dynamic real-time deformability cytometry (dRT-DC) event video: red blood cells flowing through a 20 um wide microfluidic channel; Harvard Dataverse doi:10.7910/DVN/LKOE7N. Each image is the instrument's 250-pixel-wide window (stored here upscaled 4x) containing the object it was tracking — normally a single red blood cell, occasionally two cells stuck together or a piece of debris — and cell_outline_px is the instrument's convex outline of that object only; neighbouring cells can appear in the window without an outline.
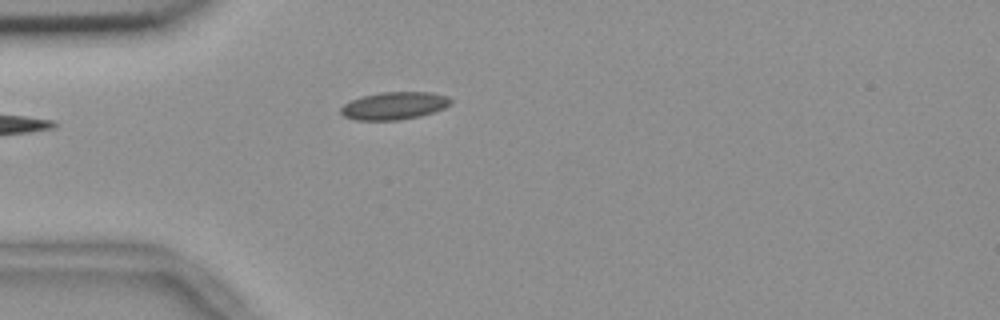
{"species": "common noctule bat (a hibernating species)", "species_latin": "Nyctalus noctula", "temperature_condition": "room temperature", "stored_images_in_passage": 12, "camera_frame_rate_fps": 3000, "um_per_image_px": 0.085, "animal": {"sex": "female", "body_mass_g": 18.4}, "frame": {"image": 1, "passage_image": 1, "time_ms": 0.0, "image_size_px": [1000, 320], "cell_outline_px": [[452, 104], [444, 108], [420, 116], [400, 120], [356, 120], [344, 116], [340, 112], [340, 108], [344, 104], [360, 96], [380, 92], [432, 92], [448, 96], [452, 100]], "centroid_in_image_um": [33.52, 8.98], "position_along_channel_um": 51.5, "area_um2": 17.8}}